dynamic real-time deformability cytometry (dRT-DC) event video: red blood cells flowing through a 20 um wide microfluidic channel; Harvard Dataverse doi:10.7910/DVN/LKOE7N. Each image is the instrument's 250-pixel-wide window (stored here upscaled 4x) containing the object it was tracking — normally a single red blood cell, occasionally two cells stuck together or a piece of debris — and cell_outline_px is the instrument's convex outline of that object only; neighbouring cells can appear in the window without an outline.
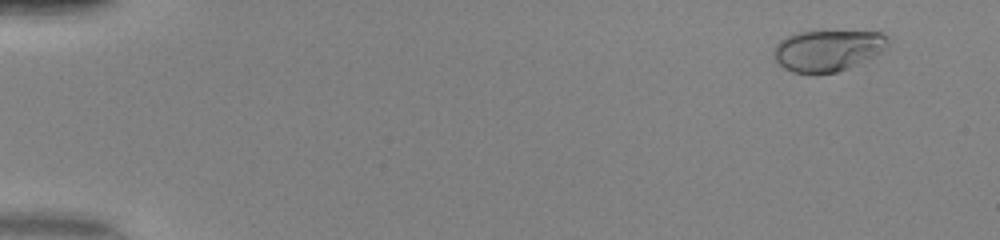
{"species": "human", "species_latin": "Homo sapiens", "temperature_condition": "warm", "stored_images_in_passage": 47, "camera_frame_rate_fps": 3000, "um_per_image_px": 0.085, "donor": {"sex": "female"}, "frame": {"image": 1, "passage_image": 1, "time_ms": 0.0, "image_size_px": [1000, 240], "cell_outline_px": [[888, 44], [884, 52], [848, 68], [836, 72], [816, 76], [792, 72], [784, 68], [776, 60], [776, 44], [784, 36], [796, 32], [880, 32], [888, 36]], "centroid_in_image_um": [70.37, 4.32], "position_along_channel_um": 14.6, "area_um2": 27.69}}
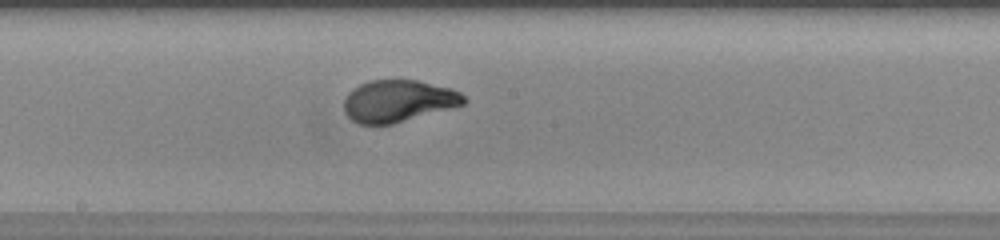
{"frame": {"image": 2, "passage_image": 26, "time_ms": 8.333, "image_size_px": [1000, 240], "cell_outline_px": [[468, 100], [464, 104], [392, 124], [360, 124], [352, 120], [344, 112], [344, 100], [348, 92], [352, 88], [368, 80], [420, 80], [452, 88], [460, 92]], "centroid_in_image_um": [33.84, 8.56], "position_along_channel_um": 214.4, "area_um2": 29.36}}
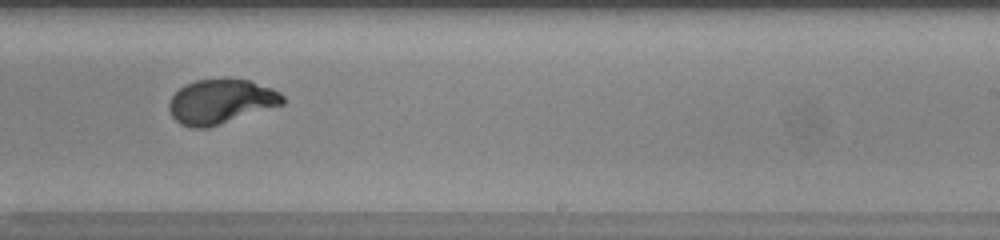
{"frame": {"image": 3, "passage_image": 30, "time_ms": 9.667, "image_size_px": [1000, 240], "cell_outline_px": [[284, 104], [208, 128], [192, 128], [180, 124], [172, 116], [168, 108], [168, 100], [184, 84], [196, 80], [248, 80], [272, 88], [280, 92], [284, 96]], "centroid_in_image_um": [18.75, 8.65], "position_along_channel_um": 270.2, "area_um2": 29.3}, "authors_computed_cell_mechanics": {"area_um2": 28.9578, "velocity_mm_per_s": 4.2026, "shape_relaxation_time_tau1_ms": 3.4852, "shape_relaxation_time_tau2_ms": null, "deformation_change_tau1": 0.2181, "deformation_change_tau2": null}}